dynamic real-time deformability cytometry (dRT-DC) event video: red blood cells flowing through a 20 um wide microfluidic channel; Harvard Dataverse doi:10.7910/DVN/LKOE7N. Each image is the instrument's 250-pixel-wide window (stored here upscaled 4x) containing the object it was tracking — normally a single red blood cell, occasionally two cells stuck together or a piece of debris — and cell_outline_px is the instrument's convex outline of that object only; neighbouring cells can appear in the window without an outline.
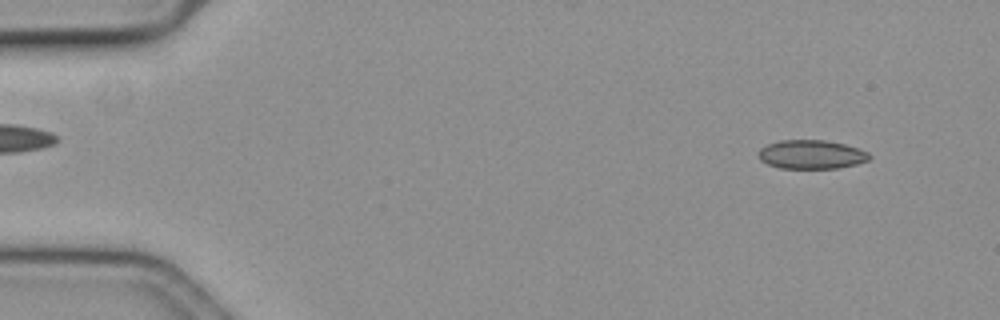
{"species": "common noctule bat (a hibernating species)", "species_latin": "Nyctalus noctula", "temperature_condition": "cold", "stored_images_in_passage": 57, "camera_frame_rate_fps": 3000, "um_per_image_px": 0.085, "animal": {"sex": "female", "body_mass_g": 19.3, "forearm_length_mm": 54.1}, "frame": {"image": 1, "passage_image": 5, "time_ms": 1.333, "image_size_px": [1000, 320], "cell_outline_px": [[872, 156], [868, 160], [856, 164], [836, 168], [780, 168], [768, 164], [760, 160], [756, 152], [760, 148], [768, 144], [780, 140], [824, 140], [844, 144], [860, 148], [868, 152]], "centroid_in_image_um": [68.95, 13.12], "position_along_channel_um": 16.0, "area_um2": 18.73}}
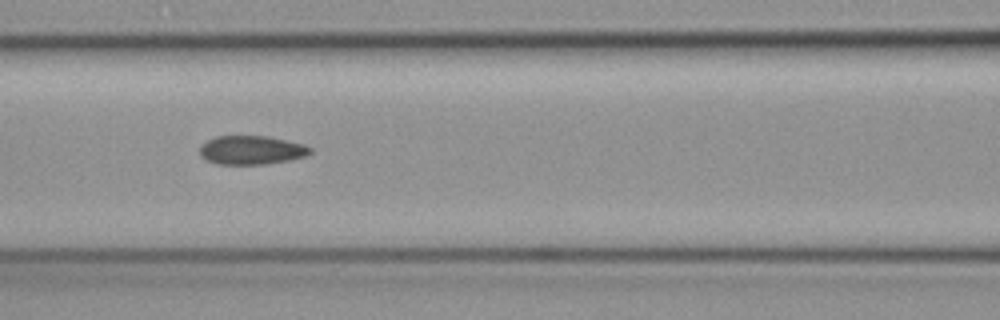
{"frame": {"image": 2, "passage_image": 25, "time_ms": 8.0, "image_size_px": [1000, 320], "cell_outline_px": [[312, 152], [304, 156], [288, 160], [264, 164], [216, 164], [200, 156], [200, 144], [216, 136], [268, 136], [304, 144], [312, 148]], "centroid_in_image_um": [21.36, 12.75], "position_along_channel_um": 145.2, "area_um2": 18.5}}
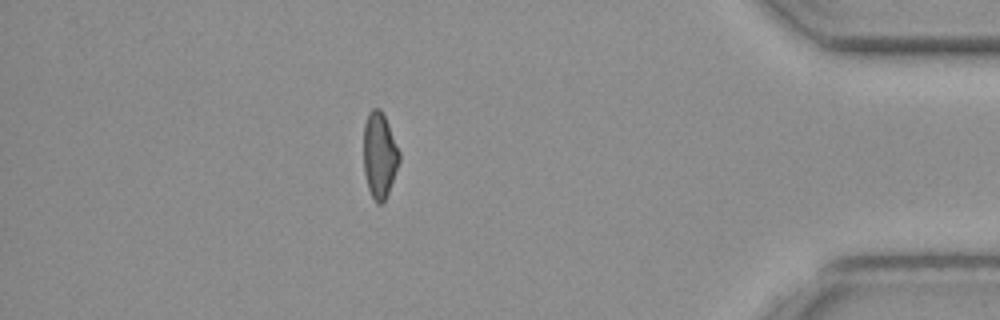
{"frame": {"image": 3, "passage_image": 50, "time_ms": 16.333, "image_size_px": [1000, 320], "cell_outline_px": [[400, 160], [388, 192], [384, 200], [380, 204], [376, 204], [368, 188], [364, 172], [364, 124], [368, 112], [372, 108], [380, 108], [388, 124], [400, 152]], "centroid_in_image_um": [32.25, 13.17], "position_along_channel_um": 403.0, "area_um2": 17.69}, "authors_computed_cell_mechanics": {"area_um2": 18.785, "velocity_mm_per_s": 3.6343, "shape_relaxation_time_tau1_ms": null, "shape_relaxation_time_tau2_ms": 2.9637, "deformation_change_tau1": null, "deformation_change_tau2": 0.0777}}